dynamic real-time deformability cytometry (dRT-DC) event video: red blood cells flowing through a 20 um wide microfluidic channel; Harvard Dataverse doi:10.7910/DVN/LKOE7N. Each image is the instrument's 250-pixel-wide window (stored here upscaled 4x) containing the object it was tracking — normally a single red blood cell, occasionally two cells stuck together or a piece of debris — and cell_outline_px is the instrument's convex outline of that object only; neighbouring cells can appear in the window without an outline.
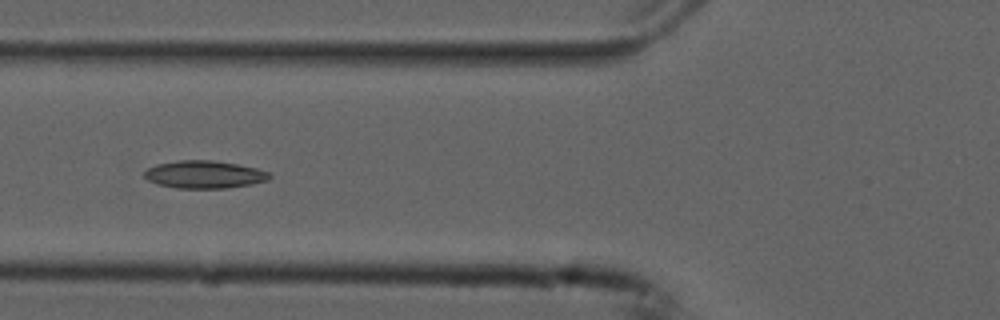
{"species": "common noctule bat (a hibernating species)", "species_latin": "Nyctalus noctula", "temperature_condition": "cold", "stored_images_in_passage": 53, "camera_frame_rate_fps": 3000, "um_per_image_px": 0.085, "animal": {"sex": "male", "forearm_length_mm": 52.5}, "frame": {"image": 1, "passage_image": 20, "time_ms": 6.333, "image_size_px": [1000, 320], "cell_outline_px": [[272, 176], [268, 180], [252, 184], [228, 188], [176, 188], [160, 184], [148, 180], [144, 176], [144, 172], [148, 168], [156, 164], [180, 160], [212, 160], [236, 164], [256, 168], [272, 172]], "centroid_in_image_um": [17.41, 14.83], "position_along_channel_um": 108.4, "area_um2": 20.17}}
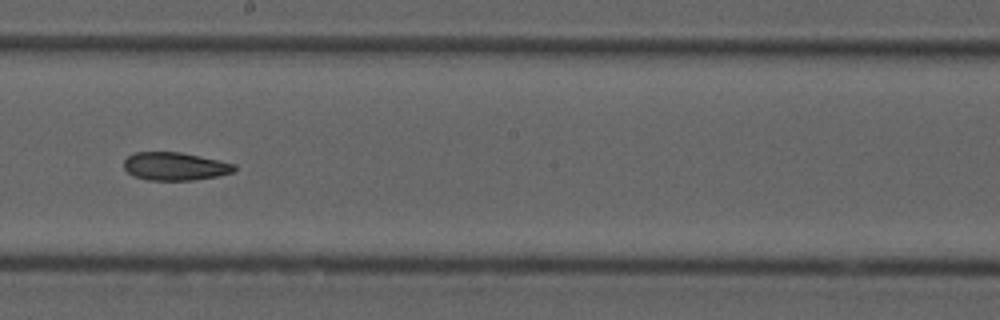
{"frame": {"image": 2, "passage_image": 30, "time_ms": 9.667, "image_size_px": [1000, 320], "cell_outline_px": [[236, 172], [216, 176], [192, 180], [148, 180], [132, 176], [124, 168], [124, 160], [128, 156], [136, 152], [180, 152], [200, 156], [236, 164]], "centroid_in_image_um": [14.88, 14.14], "position_along_channel_um": 233.3, "area_um2": 18.09}}
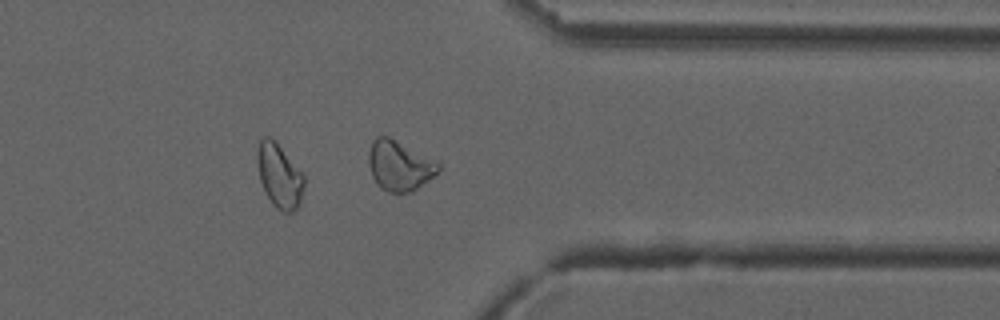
{"frame": {"image": 3, "passage_image": 42, "time_ms": 13.667, "image_size_px": [1000, 320], "cell_outline_px": [[440, 172], [412, 192], [388, 192], [380, 188], [372, 176], [368, 164], [368, 152], [372, 140], [376, 136], [388, 136], [436, 160], [440, 164]], "centroid_in_image_um": [33.95, 14.08], "position_along_channel_um": 377.4, "area_um2": 20.52}, "authors_computed_cell_mechanics": {"area_um2": 20.1144, "velocity_mm_per_s": 3.7516, "shape_relaxation_time_tau1_ms": 8.5018, "shape_relaxation_time_tau2_ms": 5.1429, "deformation_change_tau1": 0.1749, "deformation_change_tau2": 0.1125}}